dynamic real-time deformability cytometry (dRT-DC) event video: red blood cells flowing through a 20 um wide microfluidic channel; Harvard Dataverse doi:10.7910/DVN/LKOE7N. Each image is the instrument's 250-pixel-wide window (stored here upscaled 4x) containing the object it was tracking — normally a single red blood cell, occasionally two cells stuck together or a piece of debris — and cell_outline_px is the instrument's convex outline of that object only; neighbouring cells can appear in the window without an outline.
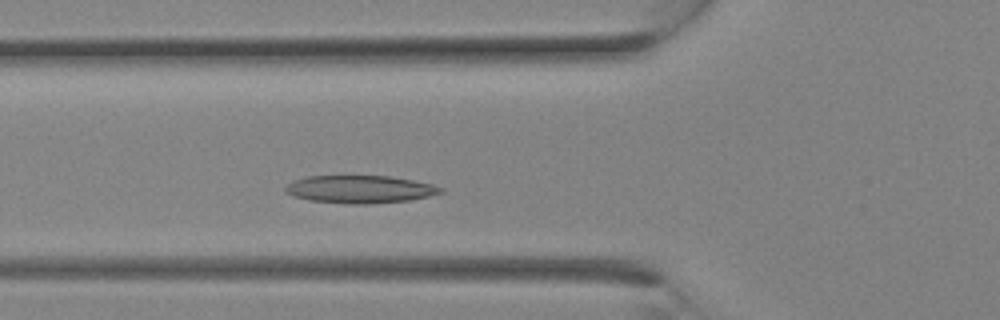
{"species": "Egyptian fruit bat (a non-hibernating species)", "species_latin": "Rousettus aegyptiacus", "temperature_condition": "room temperature", "stored_images_in_passage": 10, "camera_frame_rate_fps": 3000, "um_per_image_px": 0.085, "animal": {"sex": "female"}, "frame": {"image": 1, "passage_image": 3, "time_ms": 0.667, "image_size_px": [1000, 320], "cell_outline_px": [[444, 192], [428, 196], [408, 200], [372, 204], [348, 204], [308, 200], [292, 196], [284, 192], [284, 188], [292, 180], [308, 176], [392, 176], [432, 184], [444, 188]], "centroid_in_image_um": [30.57, 16.09], "position_along_channel_um": 95.2, "area_um2": 25.26}}
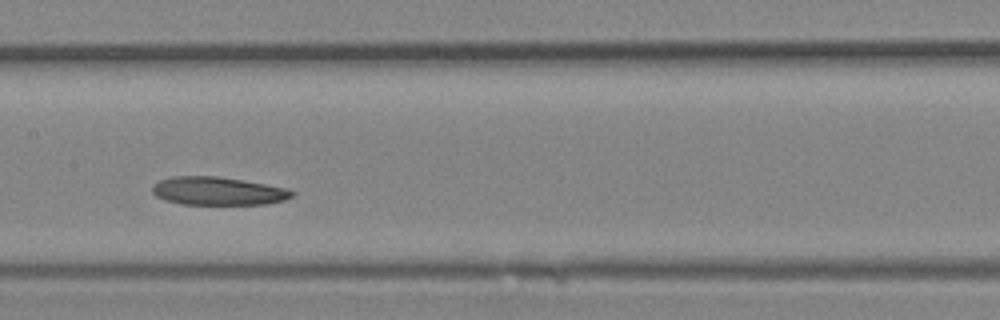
{"frame": {"image": 2, "passage_image": 7, "time_ms": 2.0, "image_size_px": [1000, 320], "cell_outline_px": [[296, 192], [292, 196], [284, 200], [264, 204], [180, 204], [164, 200], [156, 196], [152, 192], [152, 184], [160, 180], [172, 176], [216, 176], [244, 180], [288, 188]], "centroid_in_image_um": [18.51, 16.23], "position_along_channel_um": 188.9, "area_um2": 23.06}}
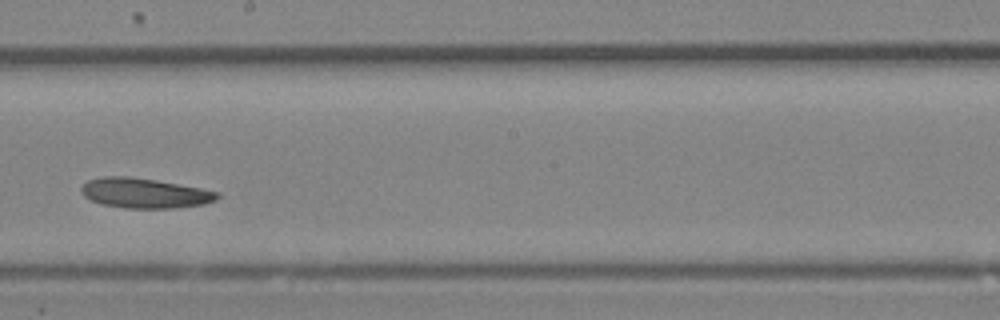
{"frame": {"image": 3, "passage_image": 9, "time_ms": 2.667, "image_size_px": [1000, 320], "cell_outline_px": [[220, 196], [216, 200], [204, 204], [172, 208], [124, 208], [100, 204], [84, 196], [80, 192], [80, 188], [88, 180], [104, 176], [128, 176], [156, 180], [200, 188], [220, 192]], "centroid_in_image_um": [12.28, 16.41], "position_along_channel_um": 235.9, "area_um2": 23.76}}